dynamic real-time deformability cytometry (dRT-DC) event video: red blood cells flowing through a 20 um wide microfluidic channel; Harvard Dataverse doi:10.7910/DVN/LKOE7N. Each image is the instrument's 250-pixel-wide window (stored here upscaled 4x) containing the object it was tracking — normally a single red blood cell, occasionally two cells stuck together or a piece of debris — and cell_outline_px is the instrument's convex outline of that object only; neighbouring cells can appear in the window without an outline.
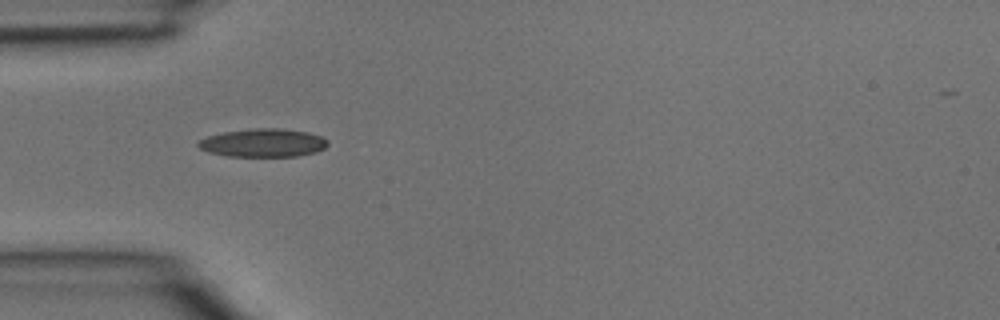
{"species": "common noctule bat (a hibernating species)", "species_latin": "Nyctalus noctula", "temperature_condition": "room temperature", "stored_images_in_passage": 4, "camera_frame_rate_fps": 3000, "um_per_image_px": 0.085, "animal": {"sex": "male", "body_mass_g": 15.6}, "frame": {"image": 1, "passage_image": 4, "time_ms": 1.0, "image_size_px": [1000, 320], "cell_outline_px": [[328, 144], [324, 148], [316, 152], [296, 156], [228, 156], [208, 152], [200, 148], [196, 144], [200, 140], [208, 136], [224, 132], [252, 128], [280, 128], [308, 132], [320, 136], [328, 140]], "centroid_in_image_um": [22.37, 12.14], "position_along_channel_um": 62.6, "area_um2": 21.27}}